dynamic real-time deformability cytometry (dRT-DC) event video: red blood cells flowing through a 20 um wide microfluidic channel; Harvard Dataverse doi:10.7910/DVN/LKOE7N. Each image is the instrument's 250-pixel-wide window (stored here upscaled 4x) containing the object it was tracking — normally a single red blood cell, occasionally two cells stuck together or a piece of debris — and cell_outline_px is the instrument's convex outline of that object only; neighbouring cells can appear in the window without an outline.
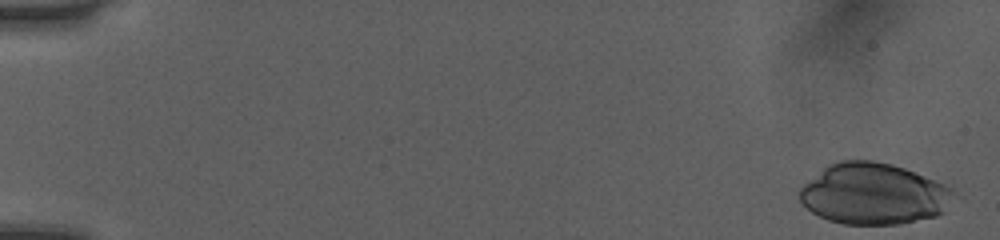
{"species": "human", "species_latin": "Homo sapiens", "temperature_condition": "room temperature", "stored_images_in_passage": 50, "camera_frame_rate_fps": 3000, "um_per_image_px": 0.085, "donor": {"sex": "female"}, "frame": {"image": 1, "passage_image": 1, "time_ms": 0.0, "image_size_px": [1000, 240], "cell_outline_px": [[964, 196], [944, 212], [936, 216], [900, 224], [844, 224], [828, 220], [812, 212], [800, 200], [796, 192], [804, 184], [824, 168], [840, 160], [872, 160], [892, 164], [904, 168], [944, 184], [952, 188]], "centroid_in_image_um": [74.36, 16.49], "position_along_channel_um": 10.6, "area_um2": 55.55}}
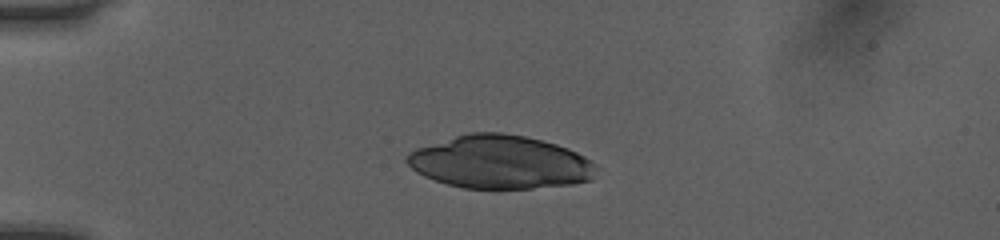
{"frame": {"image": 2, "passage_image": 13, "time_ms": 4.0, "image_size_px": [1000, 240], "cell_outline_px": [[600, 168], [592, 180], [572, 184], [532, 188], [464, 188], [448, 184], [424, 176], [416, 172], [404, 160], [408, 152], [416, 148], [456, 136], [472, 132], [500, 132], [524, 136], [556, 144], [568, 148], [584, 156], [596, 164]], "centroid_in_image_um": [42.54, 13.78], "position_along_channel_um": 42.5, "area_um2": 58.72}}